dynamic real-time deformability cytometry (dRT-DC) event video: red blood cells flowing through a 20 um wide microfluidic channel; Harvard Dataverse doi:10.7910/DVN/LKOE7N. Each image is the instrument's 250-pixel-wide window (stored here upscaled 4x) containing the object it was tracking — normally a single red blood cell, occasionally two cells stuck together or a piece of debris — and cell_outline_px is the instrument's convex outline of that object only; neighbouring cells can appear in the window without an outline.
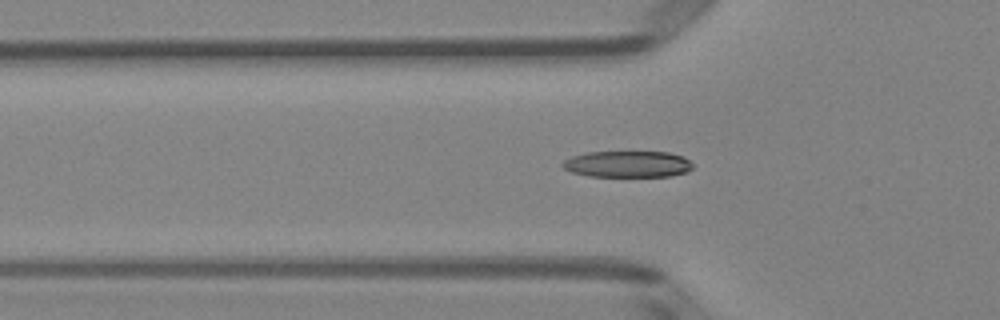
{"species": "Egyptian fruit bat (a non-hibernating species)", "species_latin": "Rousettus aegyptiacus", "temperature_condition": "room temperature", "stored_images_in_passage": 48, "camera_frame_rate_fps": 3000, "um_per_image_px": 0.085, "animal": {"sex": "female"}, "frame": {"image": 1, "passage_image": 16, "time_ms": 5.0, "image_size_px": [1000, 320], "cell_outline_px": [[692, 168], [688, 172], [668, 176], [588, 176], [572, 172], [564, 168], [560, 164], [564, 160], [572, 156], [588, 152], [668, 152], [684, 156], [692, 164]], "centroid_in_image_um": [53.35, 13.95], "position_along_channel_um": 72.5, "area_um2": 20.0}}
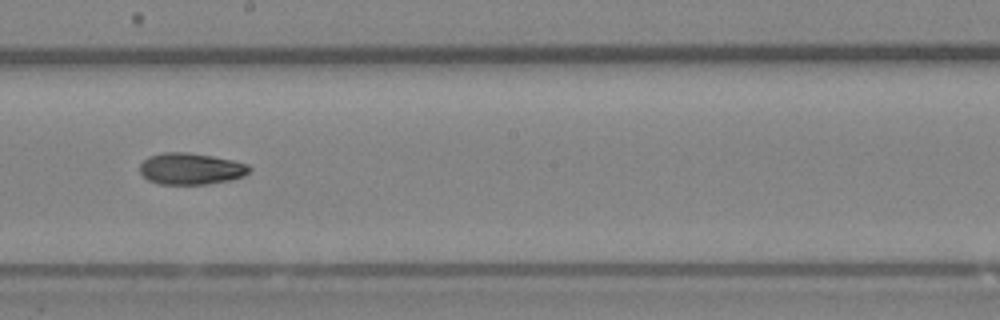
{"frame": {"image": 2, "passage_image": 28, "time_ms": 9.0, "image_size_px": [1000, 320], "cell_outline_px": [[252, 168], [244, 176], [232, 180], [208, 184], [160, 184], [148, 180], [140, 172], [140, 164], [148, 156], [164, 152], [188, 152], [212, 156], [232, 160], [248, 164]], "centroid_in_image_um": [16.23, 14.34], "position_along_channel_um": 232.0, "area_um2": 20.23}}
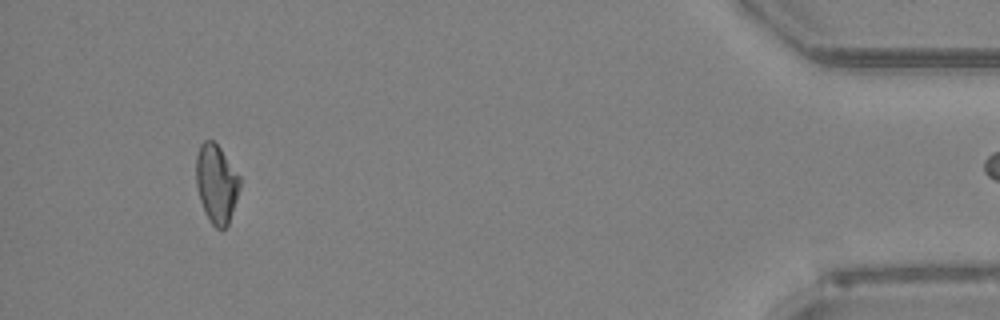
{"frame": {"image": 3, "passage_image": 47, "time_ms": 15.333, "image_size_px": [1000, 320], "cell_outline_px": [[240, 188], [228, 224], [224, 228], [216, 228], [208, 220], [204, 212], [200, 200], [196, 184], [196, 156], [200, 144], [204, 140], [212, 140], [220, 148], [240, 176]], "centroid_in_image_um": [18.38, 15.61], "position_along_channel_um": 416.8, "area_um2": 20.0}}